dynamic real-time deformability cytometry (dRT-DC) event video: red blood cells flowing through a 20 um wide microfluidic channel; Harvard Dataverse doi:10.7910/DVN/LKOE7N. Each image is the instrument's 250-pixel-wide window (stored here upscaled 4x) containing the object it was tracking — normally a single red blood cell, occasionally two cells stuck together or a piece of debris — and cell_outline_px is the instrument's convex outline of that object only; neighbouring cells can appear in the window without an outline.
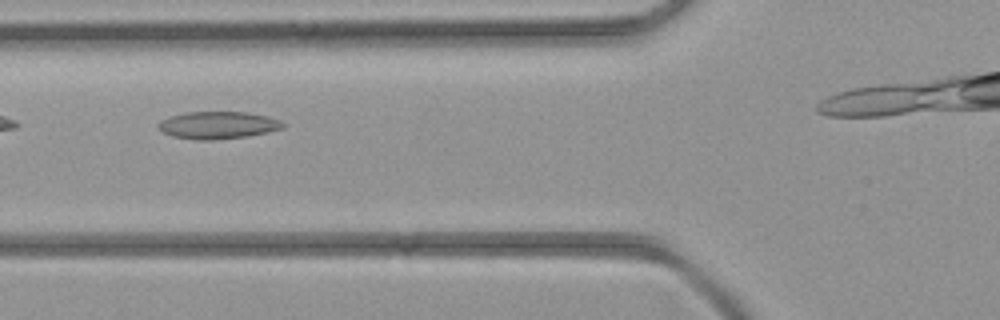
{"species": "common noctule bat (a hibernating species)", "species_latin": "Nyctalus noctula", "temperature_condition": "room temperature", "stored_images_in_passage": 4, "camera_frame_rate_fps": 3000, "um_per_image_px": 0.085, "animal": {"sex": "female", "body_mass_g": 21.9}, "frame": {"image": 1, "passage_image": 3, "time_ms": 2.667, "image_size_px": [1000, 320], "cell_outline_px": [[284, 128], [248, 136], [212, 140], [196, 140], [172, 136], [164, 132], [160, 128], [160, 120], [172, 116], [188, 112], [244, 112], [268, 116], [280, 120], [284, 124]], "centroid_in_image_um": [18.56, 10.64], "position_along_channel_um": 107.2, "area_um2": 19.59}}